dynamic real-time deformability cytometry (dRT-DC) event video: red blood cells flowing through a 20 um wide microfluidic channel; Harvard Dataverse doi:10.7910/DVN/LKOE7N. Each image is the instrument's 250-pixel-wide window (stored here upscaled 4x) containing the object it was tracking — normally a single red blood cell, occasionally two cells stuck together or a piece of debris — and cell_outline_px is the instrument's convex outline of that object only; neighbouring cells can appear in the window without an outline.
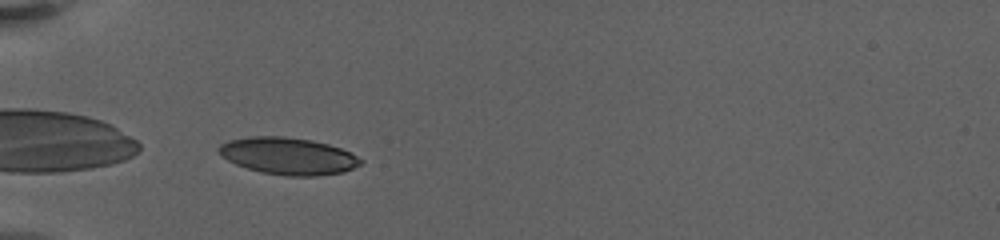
{"species": "human", "species_latin": "Homo sapiens", "temperature_condition": "warm", "stored_images_in_passage": 35, "camera_frame_rate_fps": 3000, "um_per_image_px": 0.085, "donor": {"sex": "female"}, "frame": {"image": 1, "passage_image": 1, "time_ms": 0.0, "image_size_px": [1000, 240], "cell_outline_px": [[364, 160], [360, 164], [344, 172], [316, 176], [288, 176], [260, 172], [236, 164], [228, 160], [216, 148], [220, 144], [228, 140], [248, 136], [284, 136], [312, 140], [328, 144], [352, 152]], "centroid_in_image_um": [24.51, 13.25], "position_along_channel_um": 60.5, "area_um2": 30.69}}
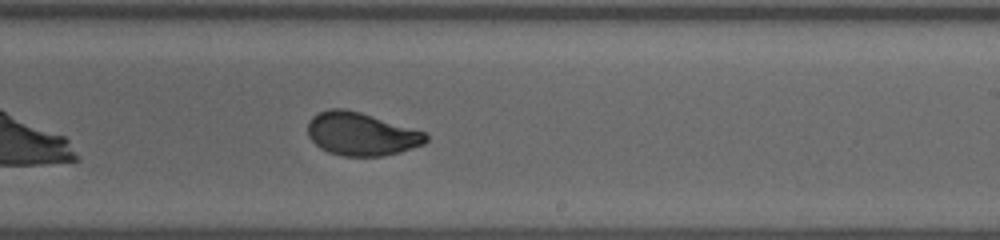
{"frame": {"image": 2, "passage_image": 16, "time_ms": 6.333, "image_size_px": [1000, 240], "cell_outline_px": [[428, 140], [424, 144], [400, 152], [384, 156], [344, 156], [328, 152], [320, 148], [308, 136], [308, 120], [312, 116], [320, 112], [332, 108], [344, 108], [360, 112], [424, 132], [428, 136]], "centroid_in_image_um": [30.69, 11.39], "position_along_channel_um": 258.3, "area_um2": 29.54}}
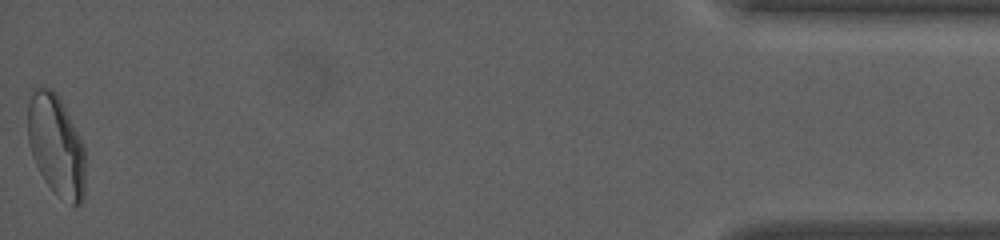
{"frame": {"image": 3, "passage_image": 35, "time_ms": 14.0, "image_size_px": [1000, 240], "cell_outline_px": [[84, 200], [80, 204], [72, 204], [56, 192], [44, 180], [36, 164], [28, 144], [28, 104], [32, 88], [52, 88], [60, 96], [84, 144]], "centroid_in_image_um": [4.77, 12.29], "position_along_channel_um": 430.4, "area_um2": 33.87}, "authors_computed_cell_mechanics": {"area_um2": 30.1716, "velocity_mm_per_s": 3.3124, "shape_relaxation_time_tau1_ms": 7.1387, "shape_relaxation_time_tau2_ms": null, "deformation_change_tau1": 0.2078, "deformation_change_tau2": null}}